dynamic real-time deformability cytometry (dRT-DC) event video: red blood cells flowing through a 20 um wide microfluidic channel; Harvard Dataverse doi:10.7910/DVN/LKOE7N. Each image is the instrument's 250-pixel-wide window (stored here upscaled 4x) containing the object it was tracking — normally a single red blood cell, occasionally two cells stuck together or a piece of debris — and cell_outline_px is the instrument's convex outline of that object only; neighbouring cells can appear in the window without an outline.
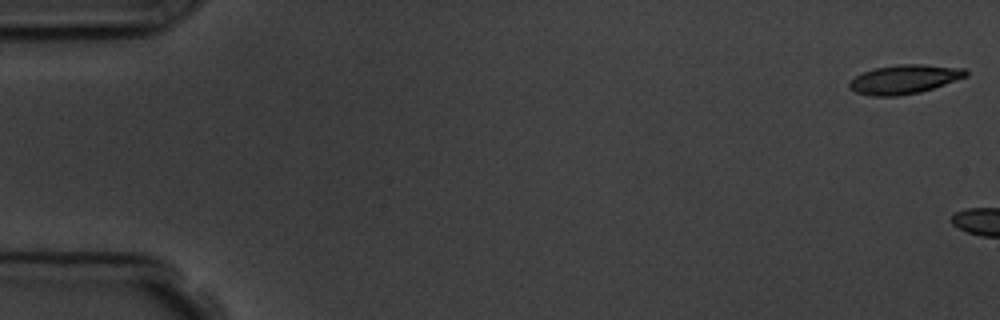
{"species": "common noctule bat (a hibernating species)", "species_latin": "Nyctalus noctula", "temperature_condition": "room temperature", "stored_images_in_passage": 2, "camera_frame_rate_fps": 3000, "um_per_image_px": 0.085, "animal": {"sex": "male", "body_mass_g": 19.5, "forearm_length_mm": 54.6}, "frame": {"image": 1, "passage_image": 1, "time_ms": 0.0, "image_size_px": [1000, 320], "cell_outline_px": [[968, 76], [920, 92], [900, 96], [872, 96], [856, 92], [848, 88], [848, 84], [856, 76], [864, 72], [876, 68], [896, 64], [924, 64], [964, 68], [968, 72]], "centroid_in_image_um": [76.88, 6.74], "position_along_channel_um": 8.1, "area_um2": 19.65}}